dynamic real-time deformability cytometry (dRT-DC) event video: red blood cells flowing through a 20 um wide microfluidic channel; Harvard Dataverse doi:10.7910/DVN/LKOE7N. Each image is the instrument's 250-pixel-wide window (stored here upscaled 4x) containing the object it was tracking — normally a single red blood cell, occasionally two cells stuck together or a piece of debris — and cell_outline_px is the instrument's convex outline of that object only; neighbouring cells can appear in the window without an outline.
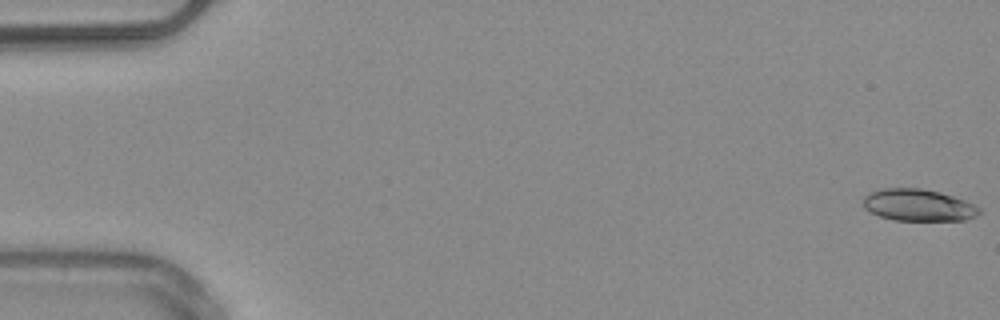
{"species": "common noctule bat (a hibernating species)", "species_latin": "Nyctalus noctula", "temperature_condition": "warm", "stored_images_in_passage": 51, "camera_frame_rate_fps": 3000, "um_per_image_px": 0.085, "animal": {"sex": "male", "body_mass_g": 20.4}, "frame": {"image": 1, "passage_image": 1, "time_ms": 0.0, "image_size_px": [1000, 320], "cell_outline_px": [[980, 212], [976, 216], [964, 220], [892, 220], [880, 216], [864, 208], [864, 196], [880, 188], [920, 188], [940, 192], [964, 200], [980, 208]], "centroid_in_image_um": [78.05, 17.43], "position_along_channel_um": 7.0, "area_um2": 21.39}}
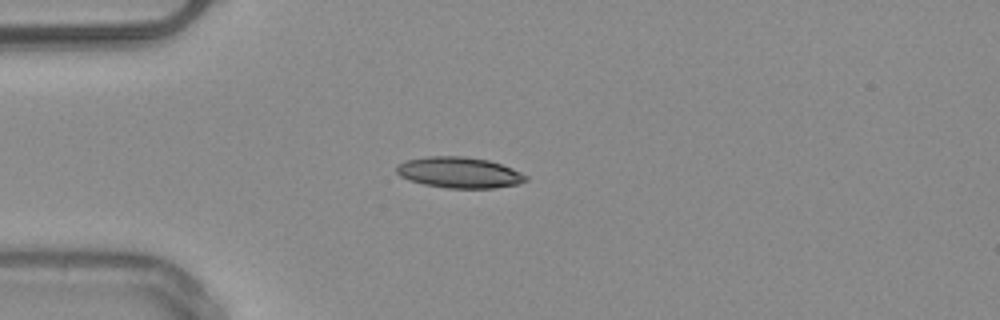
{"frame": {"image": 2, "passage_image": 14, "time_ms": 4.333, "image_size_px": [1000, 320], "cell_outline_px": [[528, 180], [516, 184], [496, 188], [448, 188], [424, 184], [408, 180], [400, 176], [396, 172], [396, 164], [408, 160], [428, 156], [464, 156], [488, 160], [512, 168], [528, 176]], "centroid_in_image_um": [39.02, 14.66], "position_along_channel_um": 46.0, "area_um2": 23.29}}
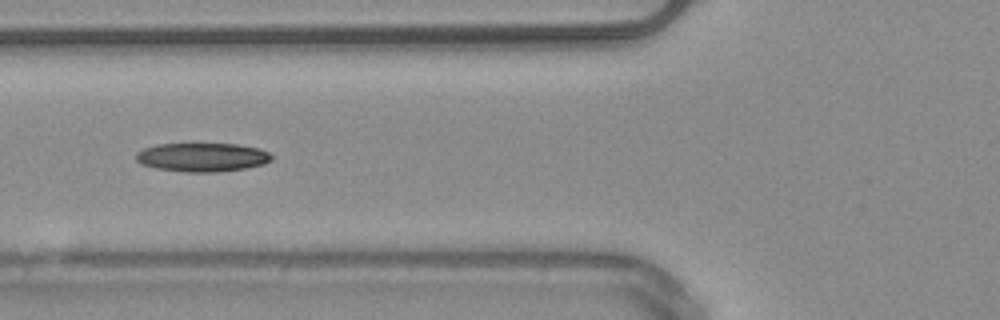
{"frame": {"image": 3, "passage_image": 20, "time_ms": 6.333, "image_size_px": [1000, 320], "cell_outline_px": [[272, 160], [264, 164], [244, 168], [216, 172], [184, 172], [156, 168], [140, 164], [136, 160], [136, 152], [144, 148], [156, 144], [236, 144], [260, 148], [268, 152], [272, 156]], "centroid_in_image_um": [17.17, 13.36], "position_along_channel_um": 108.6, "area_um2": 22.77}}